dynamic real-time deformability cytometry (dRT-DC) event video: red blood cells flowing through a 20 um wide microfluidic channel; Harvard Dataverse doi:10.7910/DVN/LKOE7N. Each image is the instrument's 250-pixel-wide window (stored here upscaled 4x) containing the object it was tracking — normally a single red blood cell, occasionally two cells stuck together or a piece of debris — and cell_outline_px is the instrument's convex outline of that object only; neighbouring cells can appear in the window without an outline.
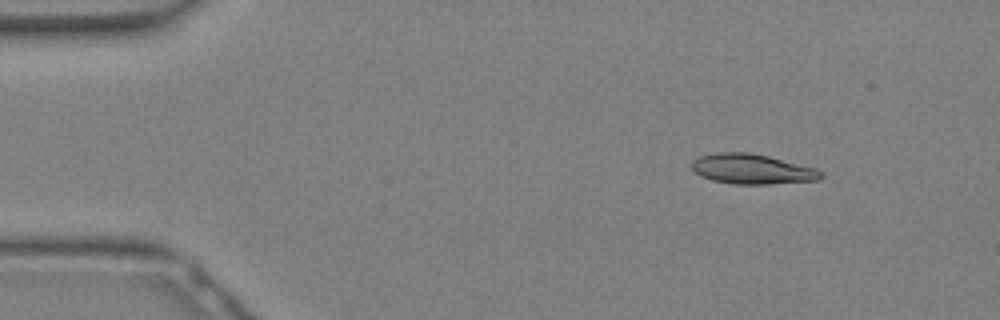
{"species": "Egyptian fruit bat (a non-hibernating species)", "species_latin": "Rousettus aegyptiacus", "temperature_condition": "warm", "stored_images_in_passage": 30, "camera_frame_rate_fps": 3000, "um_per_image_px": 0.085, "animal": {"sex": "female"}, "frame": {"image": 1, "passage_image": 3, "time_ms": 0.667, "image_size_px": [1000, 320], "cell_outline_px": [[824, 176], [820, 180], [768, 184], [732, 184], [712, 180], [700, 176], [692, 168], [692, 160], [700, 156], [716, 152], [748, 152], [768, 156], [816, 168]], "centroid_in_image_um": [63.92, 14.37], "position_along_channel_um": 21.1, "area_um2": 22.6}}
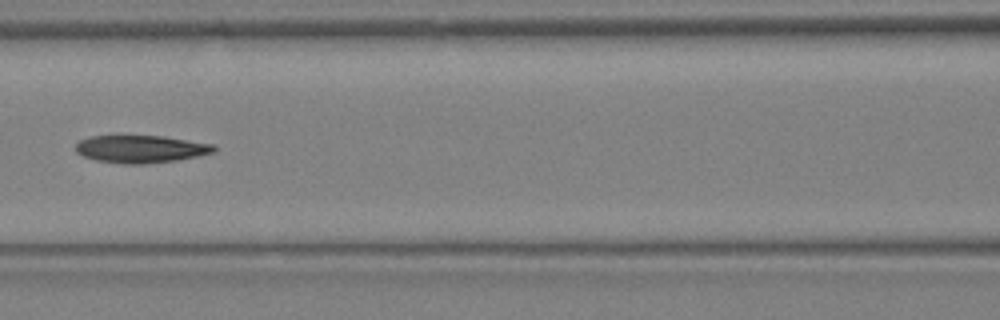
{"frame": {"image": 2, "passage_image": 13, "time_ms": 4.0, "image_size_px": [1000, 320], "cell_outline_px": [[216, 152], [176, 160], [144, 164], [124, 164], [96, 160], [84, 156], [76, 152], [76, 144], [80, 140], [92, 136], [116, 132], [164, 136], [216, 144]], "centroid_in_image_um": [11.94, 12.61], "position_along_channel_um": 154.7, "area_um2": 23.24}}
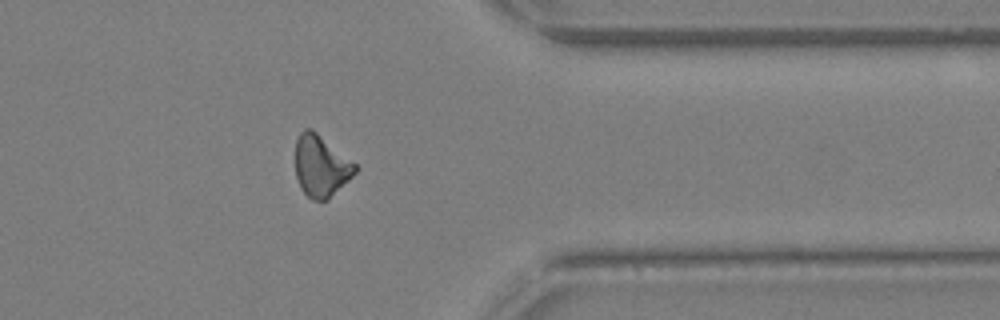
{"frame": {"image": 3, "passage_image": 24, "time_ms": 7.667, "image_size_px": [1000, 320], "cell_outline_px": [[356, 172], [328, 200], [312, 200], [300, 188], [296, 176], [296, 140], [300, 132], [304, 128], [312, 128], [356, 164]], "centroid_in_image_um": [27.26, 14.1], "position_along_channel_um": 384.1, "area_um2": 21.33}}